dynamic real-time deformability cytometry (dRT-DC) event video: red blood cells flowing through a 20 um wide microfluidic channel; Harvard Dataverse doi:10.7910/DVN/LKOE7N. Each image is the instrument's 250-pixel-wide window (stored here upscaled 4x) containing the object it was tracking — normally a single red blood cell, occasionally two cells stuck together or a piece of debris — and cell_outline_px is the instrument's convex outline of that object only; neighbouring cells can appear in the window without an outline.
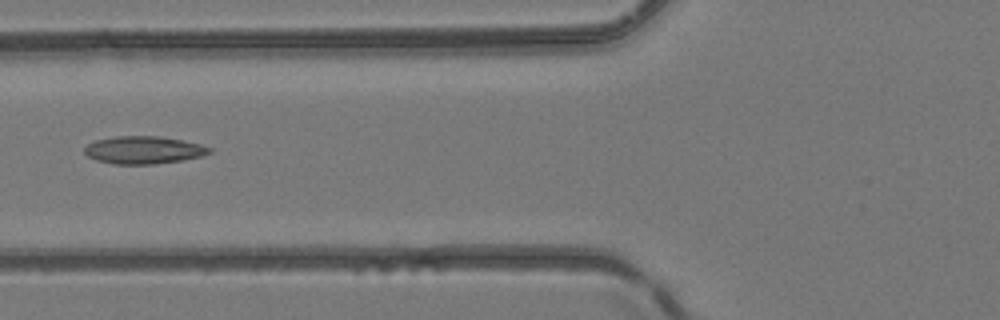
{"species": "common noctule bat (a hibernating species)", "species_latin": "Nyctalus noctula", "temperature_condition": "room temperature", "stored_images_in_passage": 2, "camera_frame_rate_fps": 3000, "um_per_image_px": 0.085, "animal": {"sex": "female", "body_mass_g": 24.6, "forearm_length_mm": 56.2}, "frame": {"image": 1, "passage_image": 2, "time_ms": 1.0, "image_size_px": [1000, 320], "cell_outline_px": [[212, 152], [200, 156], [180, 160], [156, 164], [112, 164], [96, 160], [88, 156], [84, 152], [84, 148], [88, 144], [96, 140], [116, 136], [160, 136], [184, 140], [200, 144], [212, 148]], "centroid_in_image_um": [12.2, 12.75], "position_along_channel_um": 113.6, "area_um2": 20.11}}